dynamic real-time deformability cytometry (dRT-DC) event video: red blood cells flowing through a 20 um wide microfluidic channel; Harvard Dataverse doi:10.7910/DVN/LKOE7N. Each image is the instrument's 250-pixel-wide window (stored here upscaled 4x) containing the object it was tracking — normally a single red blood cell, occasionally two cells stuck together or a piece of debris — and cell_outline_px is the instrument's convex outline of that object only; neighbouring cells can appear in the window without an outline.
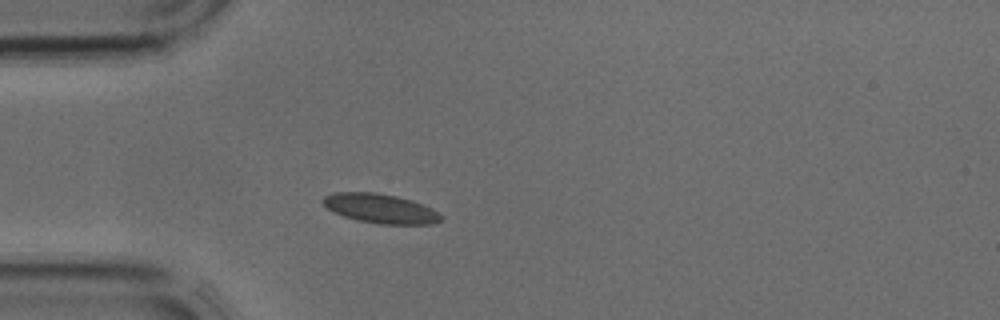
{"species": "common noctule bat (a hibernating species)", "species_latin": "Nyctalus noctula", "temperature_condition": "cold", "stored_images_in_passage": 2, "camera_frame_rate_fps": 3000, "um_per_image_px": 0.085, "animal": {"sex": "male", "body_mass_g": 17.9, "forearm_length_mm": 54.2}, "frame": {"image": 1, "passage_image": 2, "time_ms": 0.333, "image_size_px": [1000, 320], "cell_outline_px": [[444, 220], [432, 224], [380, 224], [360, 220], [344, 216], [328, 208], [320, 200], [324, 196], [336, 192], [376, 192], [396, 196], [412, 200], [432, 208], [444, 216]], "centroid_in_image_um": [32.39, 17.72], "position_along_channel_um": 52.6, "area_um2": 20.17}}